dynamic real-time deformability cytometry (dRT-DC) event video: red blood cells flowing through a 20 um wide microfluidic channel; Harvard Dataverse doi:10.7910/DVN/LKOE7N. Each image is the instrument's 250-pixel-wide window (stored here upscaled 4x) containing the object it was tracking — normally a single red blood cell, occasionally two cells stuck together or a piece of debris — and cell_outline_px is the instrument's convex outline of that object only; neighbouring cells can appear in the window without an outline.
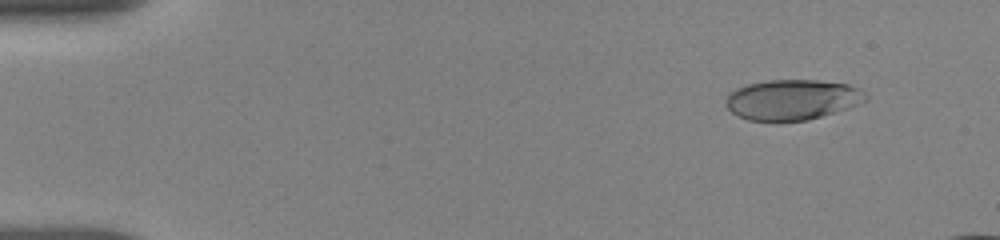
{"species": "human", "species_latin": "Homo sapiens", "temperature_condition": "room temperature", "stored_images_in_passage": 53, "camera_frame_rate_fps": 3000, "um_per_image_px": 0.085, "donor": {"sex": "female"}, "frame": {"image": 1, "passage_image": 1, "time_ms": 0.0, "image_size_px": [1000, 240], "cell_outline_px": [[868, 100], [808, 120], [776, 124], [748, 120], [732, 112], [728, 108], [728, 92], [736, 88], [748, 84], [768, 80], [816, 80], [848, 84], [856, 88], [868, 96]], "centroid_in_image_um": [67.29, 8.5], "position_along_channel_um": 17.7, "area_um2": 33.0}}
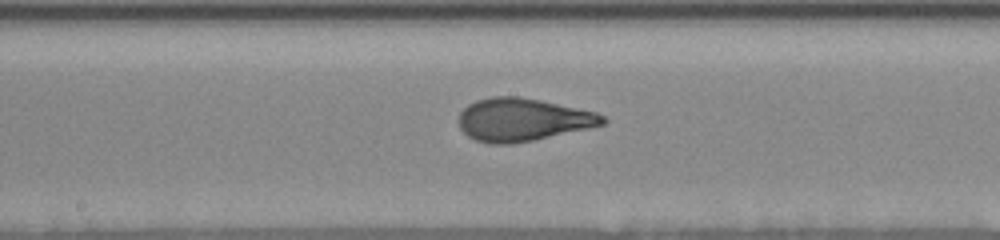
{"frame": {"image": 2, "passage_image": 32, "time_ms": 7.667, "image_size_px": [1000, 240], "cell_outline_px": [[608, 120], [604, 124], [588, 128], [532, 140], [512, 144], [488, 144], [476, 140], [468, 136], [460, 128], [460, 112], [468, 104], [476, 100], [492, 96], [520, 96], [540, 100], [596, 112], [604, 116]], "centroid_in_image_um": [44.41, 10.17], "position_along_channel_um": 203.8, "area_um2": 35.78}}
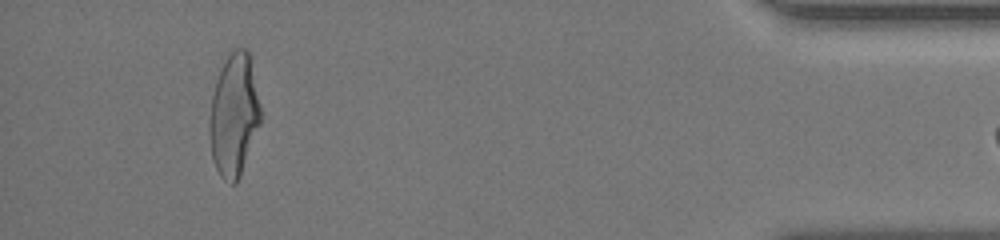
{"frame": {"image": 3, "passage_image": 51, "time_ms": 14.667, "image_size_px": [1000, 240], "cell_outline_px": [[260, 124], [240, 176], [236, 184], [232, 184], [224, 180], [220, 176], [216, 168], [212, 156], [208, 132], [208, 120], [212, 96], [216, 80], [224, 60], [236, 48], [248, 48], [260, 108]], "centroid_in_image_um": [19.86, 9.81], "position_along_channel_um": 415.3, "area_um2": 36.36}, "authors_computed_cell_mechanics": {"area_um2": 35.0268, "velocity_mm_per_s": 3.8459, "shape_relaxation_time_tau1_ms": 4.0114, "shape_relaxation_time_tau2_ms": null, "deformation_change_tau1": 0.1715, "deformation_change_tau2": null}}